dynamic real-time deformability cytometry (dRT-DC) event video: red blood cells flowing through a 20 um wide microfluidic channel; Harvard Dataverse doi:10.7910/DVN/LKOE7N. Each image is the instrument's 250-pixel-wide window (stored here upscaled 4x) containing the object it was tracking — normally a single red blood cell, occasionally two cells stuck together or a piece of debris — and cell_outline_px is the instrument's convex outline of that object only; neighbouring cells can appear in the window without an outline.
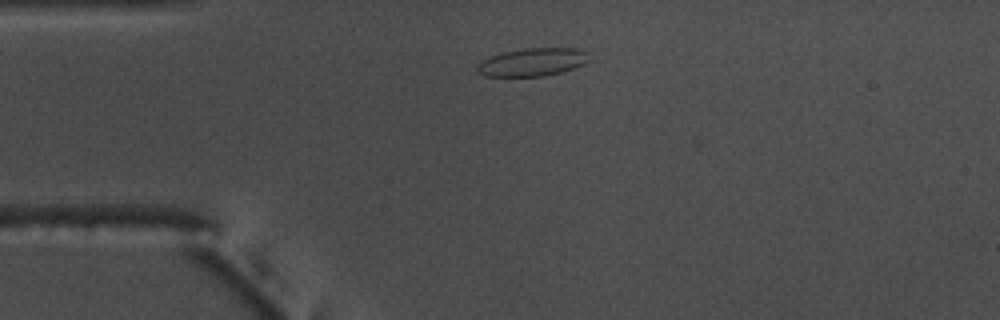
{"species": "common noctule bat (a hibernating species)", "species_latin": "Nyctalus noctula", "temperature_condition": "warm", "stored_images_in_passage": 43, "camera_frame_rate_fps": 3000, "um_per_image_px": 0.085, "animal": {"sex": "male", "body_mass_g": 17.5, "forearm_length_mm": 52.3}, "frame": {"image": 1, "passage_image": 1, "time_ms": 0.0, "image_size_px": [1000, 320], "cell_outline_px": [[592, 60], [584, 64], [560, 72], [544, 76], [484, 76], [476, 72], [476, 64], [492, 56], [504, 52], [524, 48], [576, 48], [588, 52]], "centroid_in_image_um": [45.28, 5.28], "position_along_channel_um": 39.7, "area_um2": 18.32}}
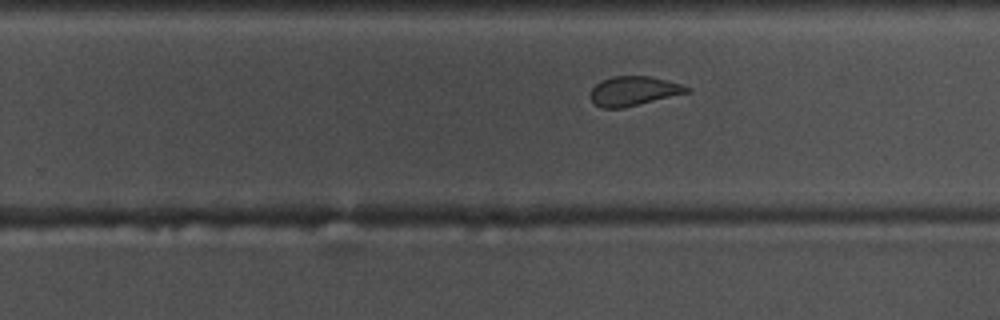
{"frame": {"image": 2, "passage_image": 22, "time_ms": 7.0, "image_size_px": [1000, 320], "cell_outline_px": [[692, 92], [624, 108], [600, 108], [592, 100], [592, 88], [596, 84], [612, 76], [652, 76], [680, 84], [692, 88]], "centroid_in_image_um": [53.92, 7.74], "position_along_channel_um": 275.9, "area_um2": 16.53}}
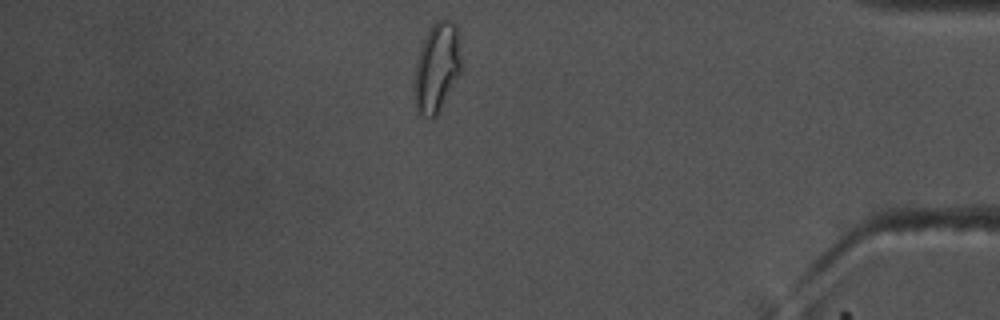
{"frame": {"image": 3, "passage_image": 35, "time_ms": 11.333, "image_size_px": [1000, 320], "cell_outline_px": [[460, 72], [440, 112], [432, 120], [424, 116], [416, 108], [412, 96], [416, 64], [420, 48], [432, 24], [436, 20], [448, 20], [456, 24], [460, 56]], "centroid_in_image_um": [37.1, 5.8], "position_along_channel_um": 398.1, "area_um2": 24.39}, "authors_computed_cell_mechanics": {"area_um2": 17.9758, "velocity_mm_per_s": 3.7186, "shape_relaxation_time_tau1_ms": null, "shape_relaxation_time_tau2_ms": 0.9007, "deformation_change_tau1": null, "deformation_change_tau2": 0.0645}}